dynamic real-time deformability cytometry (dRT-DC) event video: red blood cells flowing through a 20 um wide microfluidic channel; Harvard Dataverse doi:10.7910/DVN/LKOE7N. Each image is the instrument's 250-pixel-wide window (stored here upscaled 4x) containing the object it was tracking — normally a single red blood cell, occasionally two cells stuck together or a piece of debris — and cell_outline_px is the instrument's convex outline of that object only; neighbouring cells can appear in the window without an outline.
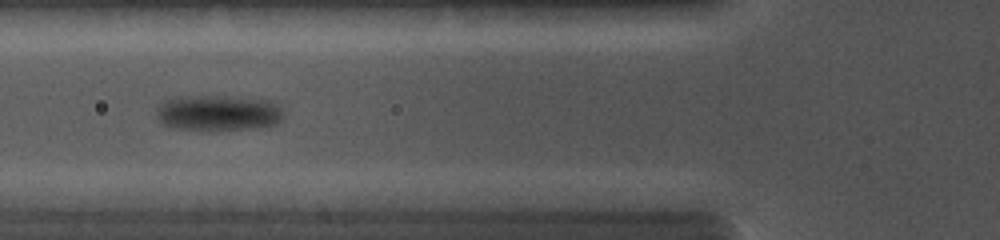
{"species": "common noctule bat (a hibernating species)", "species_latin": "Nyctalus noctula", "temperature_condition": "cold", "stored_images_in_passage": 5, "camera_frame_rate_fps": 5000, "um_per_image_px": 0.085, "animal": {"sex": "female", "body_mass_g": 19.0, "forearm_length_mm": 56.7}, "frame": {"image": 1, "passage_image": 4, "time_ms": 3.8, "image_size_px": [1000, 240], "cell_outline_px": [[284, 116], [276, 124], [252, 128], [168, 128], [160, 124], [156, 116], [156, 112], [160, 104], [164, 100], [176, 96], [228, 96], [260, 100], [276, 104]], "centroid_in_image_um": [18.44, 9.57], "position_along_channel_um": 107.4, "area_um2": 25.78}}
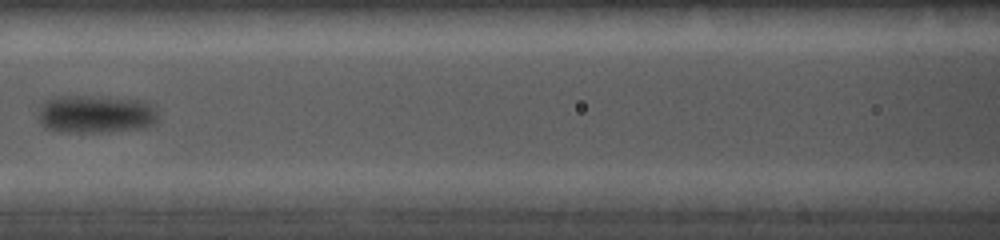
{"frame": {"image": 2, "passage_image": 5, "time_ms": 5.0, "image_size_px": [1000, 240], "cell_outline_px": [[156, 120], [152, 124], [144, 128], [96, 132], [68, 132], [44, 128], [40, 120], [40, 108], [44, 100], [56, 96], [84, 96], [140, 100], [152, 104], [156, 112]], "centroid_in_image_um": [8.11, 9.7], "position_along_channel_um": 158.5, "area_um2": 26.18}}